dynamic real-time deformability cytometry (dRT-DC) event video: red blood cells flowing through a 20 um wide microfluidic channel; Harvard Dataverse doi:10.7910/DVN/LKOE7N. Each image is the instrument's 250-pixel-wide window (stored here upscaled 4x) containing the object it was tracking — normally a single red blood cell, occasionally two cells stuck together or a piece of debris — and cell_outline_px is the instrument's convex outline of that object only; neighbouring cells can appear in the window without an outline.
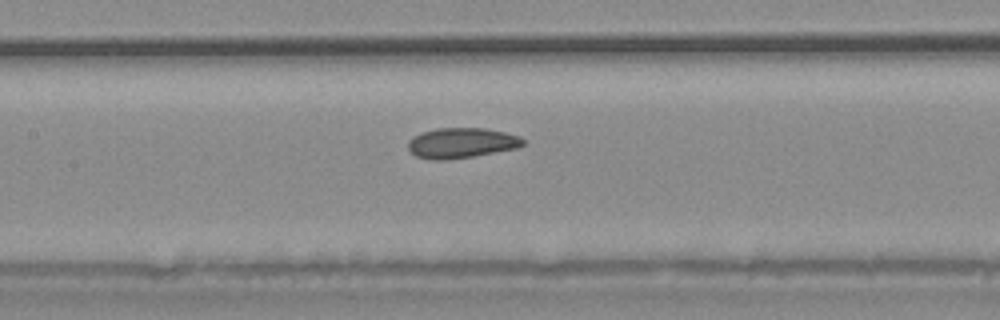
{"species": "common noctule bat (a hibernating species)", "species_latin": "Nyctalus noctula", "temperature_condition": "warm", "stored_images_in_passage": 24, "camera_frame_rate_fps": 3000, "um_per_image_px": 0.085, "animal": {"sex": "male", "body_mass_g": 20.4}, "frame": {"image": 1, "passage_image": 11, "time_ms": 3.333, "image_size_px": [1000, 320], "cell_outline_px": [[524, 144], [520, 148], [448, 160], [428, 160], [416, 156], [408, 148], [408, 140], [412, 136], [420, 132], [436, 128], [484, 128], [504, 132], [520, 136], [524, 140]], "centroid_in_image_um": [39.21, 12.15], "position_along_channel_um": 168.2, "area_um2": 20.52}}